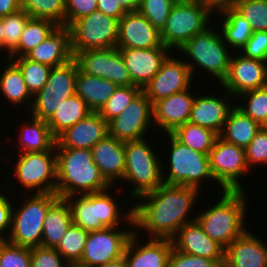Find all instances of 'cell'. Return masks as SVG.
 <instances>
[{
    "label": "cell",
    "mask_w": 267,
    "mask_h": 267,
    "mask_svg": "<svg viewBox=\"0 0 267 267\" xmlns=\"http://www.w3.org/2000/svg\"><path fill=\"white\" fill-rule=\"evenodd\" d=\"M194 187L162 184L133 204L134 230L148 238L172 239L186 223L196 219L192 209L201 198ZM192 215V216H190ZM192 217V218H191ZM149 235V236H148Z\"/></svg>",
    "instance_id": "cell-1"
},
{
    "label": "cell",
    "mask_w": 267,
    "mask_h": 267,
    "mask_svg": "<svg viewBox=\"0 0 267 267\" xmlns=\"http://www.w3.org/2000/svg\"><path fill=\"white\" fill-rule=\"evenodd\" d=\"M57 154V185L59 198L105 191L111 185L93 161L91 149L63 148L55 143Z\"/></svg>",
    "instance_id": "cell-2"
},
{
    "label": "cell",
    "mask_w": 267,
    "mask_h": 267,
    "mask_svg": "<svg viewBox=\"0 0 267 267\" xmlns=\"http://www.w3.org/2000/svg\"><path fill=\"white\" fill-rule=\"evenodd\" d=\"M112 188L113 186L98 193L63 198L69 206L72 224L88 232L106 227L134 228L133 205L128 206L129 209H122L124 206L113 195Z\"/></svg>",
    "instance_id": "cell-3"
},
{
    "label": "cell",
    "mask_w": 267,
    "mask_h": 267,
    "mask_svg": "<svg viewBox=\"0 0 267 267\" xmlns=\"http://www.w3.org/2000/svg\"><path fill=\"white\" fill-rule=\"evenodd\" d=\"M247 191H223L216 203L201 210L196 220L203 231L224 249L246 229ZM213 205V206H212ZM246 226V227H245Z\"/></svg>",
    "instance_id": "cell-4"
},
{
    "label": "cell",
    "mask_w": 267,
    "mask_h": 267,
    "mask_svg": "<svg viewBox=\"0 0 267 267\" xmlns=\"http://www.w3.org/2000/svg\"><path fill=\"white\" fill-rule=\"evenodd\" d=\"M213 25L211 24L202 32L195 34L177 50V54L183 53L186 56L183 60L189 67L192 76H196L194 72H197L198 69L201 73L206 72L208 77L211 76L210 79L213 77L218 80L215 83L221 84L228 73L233 50H230L224 42L218 27H212Z\"/></svg>",
    "instance_id": "cell-5"
},
{
    "label": "cell",
    "mask_w": 267,
    "mask_h": 267,
    "mask_svg": "<svg viewBox=\"0 0 267 267\" xmlns=\"http://www.w3.org/2000/svg\"><path fill=\"white\" fill-rule=\"evenodd\" d=\"M148 140L149 138H145L124 142L127 163L122 181L127 185L130 184L128 186L131 190L128 192L130 198L135 199L134 202L141 195L154 191L163 184L161 162L163 158L160 159L162 154H157L153 148L155 146H151L153 144Z\"/></svg>",
    "instance_id": "cell-6"
},
{
    "label": "cell",
    "mask_w": 267,
    "mask_h": 267,
    "mask_svg": "<svg viewBox=\"0 0 267 267\" xmlns=\"http://www.w3.org/2000/svg\"><path fill=\"white\" fill-rule=\"evenodd\" d=\"M164 136L169 146L167 147L169 155L167 154L164 158L169 161L166 162L167 168L164 167L165 164H162L163 183L194 187L203 191L201 187L204 183L208 180L214 181L210 172L208 155L182 144L171 133H166Z\"/></svg>",
    "instance_id": "cell-7"
},
{
    "label": "cell",
    "mask_w": 267,
    "mask_h": 267,
    "mask_svg": "<svg viewBox=\"0 0 267 267\" xmlns=\"http://www.w3.org/2000/svg\"><path fill=\"white\" fill-rule=\"evenodd\" d=\"M28 195L25 193L26 198L23 201L21 198L17 205L13 201L11 228L5 239L14 245L33 248L41 246L45 214L59 197L56 193Z\"/></svg>",
    "instance_id": "cell-8"
},
{
    "label": "cell",
    "mask_w": 267,
    "mask_h": 267,
    "mask_svg": "<svg viewBox=\"0 0 267 267\" xmlns=\"http://www.w3.org/2000/svg\"><path fill=\"white\" fill-rule=\"evenodd\" d=\"M212 18L213 15L198 0H177L160 32L161 42L172 52H177L195 34L209 27Z\"/></svg>",
    "instance_id": "cell-9"
},
{
    "label": "cell",
    "mask_w": 267,
    "mask_h": 267,
    "mask_svg": "<svg viewBox=\"0 0 267 267\" xmlns=\"http://www.w3.org/2000/svg\"><path fill=\"white\" fill-rule=\"evenodd\" d=\"M14 162V181L23 192L55 193L57 185V154L55 146L50 151L17 153Z\"/></svg>",
    "instance_id": "cell-10"
},
{
    "label": "cell",
    "mask_w": 267,
    "mask_h": 267,
    "mask_svg": "<svg viewBox=\"0 0 267 267\" xmlns=\"http://www.w3.org/2000/svg\"><path fill=\"white\" fill-rule=\"evenodd\" d=\"M208 157L210 172L215 181L212 184L217 185L218 190L245 191L241 181L250 168L244 148L226 142L218 136Z\"/></svg>",
    "instance_id": "cell-11"
},
{
    "label": "cell",
    "mask_w": 267,
    "mask_h": 267,
    "mask_svg": "<svg viewBox=\"0 0 267 267\" xmlns=\"http://www.w3.org/2000/svg\"><path fill=\"white\" fill-rule=\"evenodd\" d=\"M78 64L75 59L53 67L43 88L33 96L31 116L48 121L57 111L59 102L65 101L76 93V76ZM30 111V112H29Z\"/></svg>",
    "instance_id": "cell-12"
},
{
    "label": "cell",
    "mask_w": 267,
    "mask_h": 267,
    "mask_svg": "<svg viewBox=\"0 0 267 267\" xmlns=\"http://www.w3.org/2000/svg\"><path fill=\"white\" fill-rule=\"evenodd\" d=\"M119 20L97 10L75 21L71 26L72 51L115 48Z\"/></svg>",
    "instance_id": "cell-13"
},
{
    "label": "cell",
    "mask_w": 267,
    "mask_h": 267,
    "mask_svg": "<svg viewBox=\"0 0 267 267\" xmlns=\"http://www.w3.org/2000/svg\"><path fill=\"white\" fill-rule=\"evenodd\" d=\"M129 229L106 227L89 232L82 258L78 264L96 267L123 257L127 242L135 232L134 228L129 227Z\"/></svg>",
    "instance_id": "cell-14"
},
{
    "label": "cell",
    "mask_w": 267,
    "mask_h": 267,
    "mask_svg": "<svg viewBox=\"0 0 267 267\" xmlns=\"http://www.w3.org/2000/svg\"><path fill=\"white\" fill-rule=\"evenodd\" d=\"M81 72L106 79L117 86H135L119 48L90 49L74 55Z\"/></svg>",
    "instance_id": "cell-15"
},
{
    "label": "cell",
    "mask_w": 267,
    "mask_h": 267,
    "mask_svg": "<svg viewBox=\"0 0 267 267\" xmlns=\"http://www.w3.org/2000/svg\"><path fill=\"white\" fill-rule=\"evenodd\" d=\"M152 102L141 91L125 110L108 123L109 135L122 142L148 138L153 132ZM146 135V136H145Z\"/></svg>",
    "instance_id": "cell-16"
},
{
    "label": "cell",
    "mask_w": 267,
    "mask_h": 267,
    "mask_svg": "<svg viewBox=\"0 0 267 267\" xmlns=\"http://www.w3.org/2000/svg\"><path fill=\"white\" fill-rule=\"evenodd\" d=\"M172 55L171 53L166 58L159 72L142 88V92L152 104L194 85L192 82H195V77L192 76L186 62L179 58L180 56Z\"/></svg>",
    "instance_id": "cell-17"
},
{
    "label": "cell",
    "mask_w": 267,
    "mask_h": 267,
    "mask_svg": "<svg viewBox=\"0 0 267 267\" xmlns=\"http://www.w3.org/2000/svg\"><path fill=\"white\" fill-rule=\"evenodd\" d=\"M265 86H267V62L233 52L228 73L220 84V89H225L235 98L243 92Z\"/></svg>",
    "instance_id": "cell-18"
},
{
    "label": "cell",
    "mask_w": 267,
    "mask_h": 267,
    "mask_svg": "<svg viewBox=\"0 0 267 267\" xmlns=\"http://www.w3.org/2000/svg\"><path fill=\"white\" fill-rule=\"evenodd\" d=\"M211 93H210V92ZM206 94H196L189 122L221 133L228 114L235 106V98L223 89V96L213 94L211 87Z\"/></svg>",
    "instance_id": "cell-19"
},
{
    "label": "cell",
    "mask_w": 267,
    "mask_h": 267,
    "mask_svg": "<svg viewBox=\"0 0 267 267\" xmlns=\"http://www.w3.org/2000/svg\"><path fill=\"white\" fill-rule=\"evenodd\" d=\"M140 235L143 236L134 232L127 242L124 251L127 267H168L169 257L173 249L172 240L145 239ZM139 238H143L146 242Z\"/></svg>",
    "instance_id": "cell-20"
},
{
    "label": "cell",
    "mask_w": 267,
    "mask_h": 267,
    "mask_svg": "<svg viewBox=\"0 0 267 267\" xmlns=\"http://www.w3.org/2000/svg\"><path fill=\"white\" fill-rule=\"evenodd\" d=\"M191 89L193 88L174 93L152 104L154 126L161 129L157 133H172L178 126L189 122L196 96Z\"/></svg>",
    "instance_id": "cell-21"
},
{
    "label": "cell",
    "mask_w": 267,
    "mask_h": 267,
    "mask_svg": "<svg viewBox=\"0 0 267 267\" xmlns=\"http://www.w3.org/2000/svg\"><path fill=\"white\" fill-rule=\"evenodd\" d=\"M132 82L139 88L145 87L159 72L171 49L161 44L148 49H119Z\"/></svg>",
    "instance_id": "cell-22"
},
{
    "label": "cell",
    "mask_w": 267,
    "mask_h": 267,
    "mask_svg": "<svg viewBox=\"0 0 267 267\" xmlns=\"http://www.w3.org/2000/svg\"><path fill=\"white\" fill-rule=\"evenodd\" d=\"M161 44L160 32L138 11L125 13L119 20L117 48L148 49Z\"/></svg>",
    "instance_id": "cell-23"
},
{
    "label": "cell",
    "mask_w": 267,
    "mask_h": 267,
    "mask_svg": "<svg viewBox=\"0 0 267 267\" xmlns=\"http://www.w3.org/2000/svg\"><path fill=\"white\" fill-rule=\"evenodd\" d=\"M171 240L177 251L224 264L225 249L203 231L196 219L184 224Z\"/></svg>",
    "instance_id": "cell-24"
},
{
    "label": "cell",
    "mask_w": 267,
    "mask_h": 267,
    "mask_svg": "<svg viewBox=\"0 0 267 267\" xmlns=\"http://www.w3.org/2000/svg\"><path fill=\"white\" fill-rule=\"evenodd\" d=\"M267 243L245 230L224 252V267H266Z\"/></svg>",
    "instance_id": "cell-25"
},
{
    "label": "cell",
    "mask_w": 267,
    "mask_h": 267,
    "mask_svg": "<svg viewBox=\"0 0 267 267\" xmlns=\"http://www.w3.org/2000/svg\"><path fill=\"white\" fill-rule=\"evenodd\" d=\"M94 163L99 168L105 180L115 188L118 180L122 181L127 154L124 142L111 137L109 134L91 148Z\"/></svg>",
    "instance_id": "cell-26"
},
{
    "label": "cell",
    "mask_w": 267,
    "mask_h": 267,
    "mask_svg": "<svg viewBox=\"0 0 267 267\" xmlns=\"http://www.w3.org/2000/svg\"><path fill=\"white\" fill-rule=\"evenodd\" d=\"M108 134V123L98 112H91L61 133L56 142L63 148L91 149Z\"/></svg>",
    "instance_id": "cell-27"
},
{
    "label": "cell",
    "mask_w": 267,
    "mask_h": 267,
    "mask_svg": "<svg viewBox=\"0 0 267 267\" xmlns=\"http://www.w3.org/2000/svg\"><path fill=\"white\" fill-rule=\"evenodd\" d=\"M26 57L52 68L74 59L71 28L57 26L48 38L29 52Z\"/></svg>",
    "instance_id": "cell-28"
},
{
    "label": "cell",
    "mask_w": 267,
    "mask_h": 267,
    "mask_svg": "<svg viewBox=\"0 0 267 267\" xmlns=\"http://www.w3.org/2000/svg\"><path fill=\"white\" fill-rule=\"evenodd\" d=\"M28 121L24 122L20 131L16 132L18 142H15L18 153L50 151L56 143V138L51 134L47 121L29 116Z\"/></svg>",
    "instance_id": "cell-29"
},
{
    "label": "cell",
    "mask_w": 267,
    "mask_h": 267,
    "mask_svg": "<svg viewBox=\"0 0 267 267\" xmlns=\"http://www.w3.org/2000/svg\"><path fill=\"white\" fill-rule=\"evenodd\" d=\"M117 87L115 83L85 74L78 69L76 76V94L85 101L91 112H99Z\"/></svg>",
    "instance_id": "cell-30"
},
{
    "label": "cell",
    "mask_w": 267,
    "mask_h": 267,
    "mask_svg": "<svg viewBox=\"0 0 267 267\" xmlns=\"http://www.w3.org/2000/svg\"><path fill=\"white\" fill-rule=\"evenodd\" d=\"M4 63L6 65H3L4 68H1L0 72V95L4 96L3 99H6V103L9 102L11 107L18 108L26 104L30 110L33 95L28 90L19 67L11 59H7Z\"/></svg>",
    "instance_id": "cell-31"
},
{
    "label": "cell",
    "mask_w": 267,
    "mask_h": 267,
    "mask_svg": "<svg viewBox=\"0 0 267 267\" xmlns=\"http://www.w3.org/2000/svg\"><path fill=\"white\" fill-rule=\"evenodd\" d=\"M71 224L69 206L64 199L58 198L45 214L41 246L55 248Z\"/></svg>",
    "instance_id": "cell-32"
},
{
    "label": "cell",
    "mask_w": 267,
    "mask_h": 267,
    "mask_svg": "<svg viewBox=\"0 0 267 267\" xmlns=\"http://www.w3.org/2000/svg\"><path fill=\"white\" fill-rule=\"evenodd\" d=\"M260 128L258 123L234 106L228 114L219 137L245 149Z\"/></svg>",
    "instance_id": "cell-33"
},
{
    "label": "cell",
    "mask_w": 267,
    "mask_h": 267,
    "mask_svg": "<svg viewBox=\"0 0 267 267\" xmlns=\"http://www.w3.org/2000/svg\"><path fill=\"white\" fill-rule=\"evenodd\" d=\"M91 111L85 101L76 93L60 101L55 114L47 121L51 134L57 138L67 128L84 119Z\"/></svg>",
    "instance_id": "cell-34"
},
{
    "label": "cell",
    "mask_w": 267,
    "mask_h": 267,
    "mask_svg": "<svg viewBox=\"0 0 267 267\" xmlns=\"http://www.w3.org/2000/svg\"><path fill=\"white\" fill-rule=\"evenodd\" d=\"M215 16L220 17L219 23L222 21L219 30L224 42L233 52H239L253 34L250 24L234 8Z\"/></svg>",
    "instance_id": "cell-35"
},
{
    "label": "cell",
    "mask_w": 267,
    "mask_h": 267,
    "mask_svg": "<svg viewBox=\"0 0 267 267\" xmlns=\"http://www.w3.org/2000/svg\"><path fill=\"white\" fill-rule=\"evenodd\" d=\"M53 21L31 18L21 34L18 46L10 53L9 58L24 57L31 52L57 27Z\"/></svg>",
    "instance_id": "cell-36"
},
{
    "label": "cell",
    "mask_w": 267,
    "mask_h": 267,
    "mask_svg": "<svg viewBox=\"0 0 267 267\" xmlns=\"http://www.w3.org/2000/svg\"><path fill=\"white\" fill-rule=\"evenodd\" d=\"M179 142L206 155L219 136L213 130L187 122L171 133Z\"/></svg>",
    "instance_id": "cell-37"
},
{
    "label": "cell",
    "mask_w": 267,
    "mask_h": 267,
    "mask_svg": "<svg viewBox=\"0 0 267 267\" xmlns=\"http://www.w3.org/2000/svg\"><path fill=\"white\" fill-rule=\"evenodd\" d=\"M21 9L31 18L47 19L65 26V0H21Z\"/></svg>",
    "instance_id": "cell-38"
},
{
    "label": "cell",
    "mask_w": 267,
    "mask_h": 267,
    "mask_svg": "<svg viewBox=\"0 0 267 267\" xmlns=\"http://www.w3.org/2000/svg\"><path fill=\"white\" fill-rule=\"evenodd\" d=\"M235 106L262 126L267 119V86L239 94L235 97Z\"/></svg>",
    "instance_id": "cell-39"
},
{
    "label": "cell",
    "mask_w": 267,
    "mask_h": 267,
    "mask_svg": "<svg viewBox=\"0 0 267 267\" xmlns=\"http://www.w3.org/2000/svg\"><path fill=\"white\" fill-rule=\"evenodd\" d=\"M8 59L19 67L25 84L33 96L46 84L52 67L32 61L26 56Z\"/></svg>",
    "instance_id": "cell-40"
},
{
    "label": "cell",
    "mask_w": 267,
    "mask_h": 267,
    "mask_svg": "<svg viewBox=\"0 0 267 267\" xmlns=\"http://www.w3.org/2000/svg\"><path fill=\"white\" fill-rule=\"evenodd\" d=\"M88 234L87 230L71 224L55 249L68 263H78L82 258Z\"/></svg>",
    "instance_id": "cell-41"
},
{
    "label": "cell",
    "mask_w": 267,
    "mask_h": 267,
    "mask_svg": "<svg viewBox=\"0 0 267 267\" xmlns=\"http://www.w3.org/2000/svg\"><path fill=\"white\" fill-rule=\"evenodd\" d=\"M30 19L31 17L23 9L2 17L4 52H6L3 57L6 56L8 59L10 53L18 46L21 34Z\"/></svg>",
    "instance_id": "cell-42"
},
{
    "label": "cell",
    "mask_w": 267,
    "mask_h": 267,
    "mask_svg": "<svg viewBox=\"0 0 267 267\" xmlns=\"http://www.w3.org/2000/svg\"><path fill=\"white\" fill-rule=\"evenodd\" d=\"M141 91L142 89L137 86H118L98 113L109 123L121 114Z\"/></svg>",
    "instance_id": "cell-43"
},
{
    "label": "cell",
    "mask_w": 267,
    "mask_h": 267,
    "mask_svg": "<svg viewBox=\"0 0 267 267\" xmlns=\"http://www.w3.org/2000/svg\"><path fill=\"white\" fill-rule=\"evenodd\" d=\"M234 9L247 20L253 32L267 31V0H238Z\"/></svg>",
    "instance_id": "cell-44"
},
{
    "label": "cell",
    "mask_w": 267,
    "mask_h": 267,
    "mask_svg": "<svg viewBox=\"0 0 267 267\" xmlns=\"http://www.w3.org/2000/svg\"><path fill=\"white\" fill-rule=\"evenodd\" d=\"M176 2L177 0H142L137 11L161 32L166 24L171 8Z\"/></svg>",
    "instance_id": "cell-45"
},
{
    "label": "cell",
    "mask_w": 267,
    "mask_h": 267,
    "mask_svg": "<svg viewBox=\"0 0 267 267\" xmlns=\"http://www.w3.org/2000/svg\"><path fill=\"white\" fill-rule=\"evenodd\" d=\"M0 267H31V248L0 239Z\"/></svg>",
    "instance_id": "cell-46"
},
{
    "label": "cell",
    "mask_w": 267,
    "mask_h": 267,
    "mask_svg": "<svg viewBox=\"0 0 267 267\" xmlns=\"http://www.w3.org/2000/svg\"><path fill=\"white\" fill-rule=\"evenodd\" d=\"M246 160L250 169L257 165L267 166V131L260 128L245 148Z\"/></svg>",
    "instance_id": "cell-47"
},
{
    "label": "cell",
    "mask_w": 267,
    "mask_h": 267,
    "mask_svg": "<svg viewBox=\"0 0 267 267\" xmlns=\"http://www.w3.org/2000/svg\"><path fill=\"white\" fill-rule=\"evenodd\" d=\"M68 262L51 247L31 248V267H67Z\"/></svg>",
    "instance_id": "cell-48"
},
{
    "label": "cell",
    "mask_w": 267,
    "mask_h": 267,
    "mask_svg": "<svg viewBox=\"0 0 267 267\" xmlns=\"http://www.w3.org/2000/svg\"><path fill=\"white\" fill-rule=\"evenodd\" d=\"M239 53L247 58L267 62V31L253 32Z\"/></svg>",
    "instance_id": "cell-49"
},
{
    "label": "cell",
    "mask_w": 267,
    "mask_h": 267,
    "mask_svg": "<svg viewBox=\"0 0 267 267\" xmlns=\"http://www.w3.org/2000/svg\"><path fill=\"white\" fill-rule=\"evenodd\" d=\"M65 2V26L67 27L98 10L97 0H65Z\"/></svg>",
    "instance_id": "cell-50"
},
{
    "label": "cell",
    "mask_w": 267,
    "mask_h": 267,
    "mask_svg": "<svg viewBox=\"0 0 267 267\" xmlns=\"http://www.w3.org/2000/svg\"><path fill=\"white\" fill-rule=\"evenodd\" d=\"M168 267H220V265L215 260L188 255L177 251L173 247L169 257Z\"/></svg>",
    "instance_id": "cell-51"
},
{
    "label": "cell",
    "mask_w": 267,
    "mask_h": 267,
    "mask_svg": "<svg viewBox=\"0 0 267 267\" xmlns=\"http://www.w3.org/2000/svg\"><path fill=\"white\" fill-rule=\"evenodd\" d=\"M8 191L0 190V239H5L11 228L13 199L8 197Z\"/></svg>",
    "instance_id": "cell-52"
},
{
    "label": "cell",
    "mask_w": 267,
    "mask_h": 267,
    "mask_svg": "<svg viewBox=\"0 0 267 267\" xmlns=\"http://www.w3.org/2000/svg\"><path fill=\"white\" fill-rule=\"evenodd\" d=\"M212 15L233 9L238 0H198Z\"/></svg>",
    "instance_id": "cell-53"
},
{
    "label": "cell",
    "mask_w": 267,
    "mask_h": 267,
    "mask_svg": "<svg viewBox=\"0 0 267 267\" xmlns=\"http://www.w3.org/2000/svg\"><path fill=\"white\" fill-rule=\"evenodd\" d=\"M119 0H97L98 10L118 20L126 13L119 5Z\"/></svg>",
    "instance_id": "cell-54"
},
{
    "label": "cell",
    "mask_w": 267,
    "mask_h": 267,
    "mask_svg": "<svg viewBox=\"0 0 267 267\" xmlns=\"http://www.w3.org/2000/svg\"><path fill=\"white\" fill-rule=\"evenodd\" d=\"M21 9V0H0V17H5Z\"/></svg>",
    "instance_id": "cell-55"
},
{
    "label": "cell",
    "mask_w": 267,
    "mask_h": 267,
    "mask_svg": "<svg viewBox=\"0 0 267 267\" xmlns=\"http://www.w3.org/2000/svg\"><path fill=\"white\" fill-rule=\"evenodd\" d=\"M120 7L126 12L137 11L138 7L141 5L142 0H119Z\"/></svg>",
    "instance_id": "cell-56"
},
{
    "label": "cell",
    "mask_w": 267,
    "mask_h": 267,
    "mask_svg": "<svg viewBox=\"0 0 267 267\" xmlns=\"http://www.w3.org/2000/svg\"><path fill=\"white\" fill-rule=\"evenodd\" d=\"M96 267H127V265H126L125 258L123 256L117 260H114V261H111V262H108V263H105L103 265H99Z\"/></svg>",
    "instance_id": "cell-57"
},
{
    "label": "cell",
    "mask_w": 267,
    "mask_h": 267,
    "mask_svg": "<svg viewBox=\"0 0 267 267\" xmlns=\"http://www.w3.org/2000/svg\"><path fill=\"white\" fill-rule=\"evenodd\" d=\"M4 55V35H3V22L2 17H0V54Z\"/></svg>",
    "instance_id": "cell-58"
},
{
    "label": "cell",
    "mask_w": 267,
    "mask_h": 267,
    "mask_svg": "<svg viewBox=\"0 0 267 267\" xmlns=\"http://www.w3.org/2000/svg\"><path fill=\"white\" fill-rule=\"evenodd\" d=\"M67 267H85V266H82L78 263H68Z\"/></svg>",
    "instance_id": "cell-59"
},
{
    "label": "cell",
    "mask_w": 267,
    "mask_h": 267,
    "mask_svg": "<svg viewBox=\"0 0 267 267\" xmlns=\"http://www.w3.org/2000/svg\"><path fill=\"white\" fill-rule=\"evenodd\" d=\"M261 128L267 131V119L265 120Z\"/></svg>",
    "instance_id": "cell-60"
},
{
    "label": "cell",
    "mask_w": 267,
    "mask_h": 267,
    "mask_svg": "<svg viewBox=\"0 0 267 267\" xmlns=\"http://www.w3.org/2000/svg\"><path fill=\"white\" fill-rule=\"evenodd\" d=\"M0 144H2V143H0ZM0 147H1V146H0ZM1 151H2V147H1V149H0V154L2 155ZM1 155H0V157H1ZM0 159H3V158H0Z\"/></svg>",
    "instance_id": "cell-61"
}]
</instances>
